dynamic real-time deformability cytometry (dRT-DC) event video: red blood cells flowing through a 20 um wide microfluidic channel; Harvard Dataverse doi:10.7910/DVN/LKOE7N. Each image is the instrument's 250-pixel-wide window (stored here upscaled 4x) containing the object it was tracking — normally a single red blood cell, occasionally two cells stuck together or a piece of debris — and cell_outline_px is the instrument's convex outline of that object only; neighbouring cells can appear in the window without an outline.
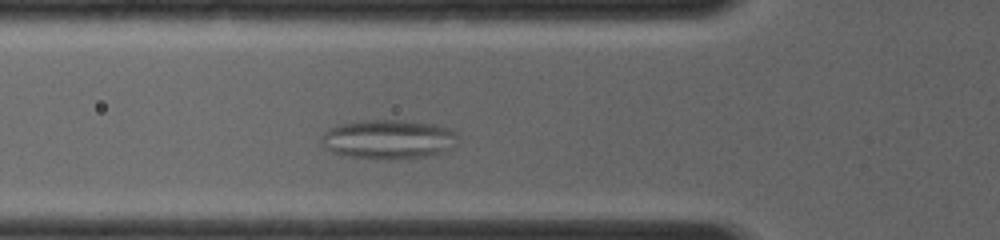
{"species": "common noctule bat (a hibernating species)", "species_latin": "Nyctalus noctula", "temperature_condition": "room temperature", "stored_images_in_passage": 12, "camera_frame_rate_fps": 4000, "um_per_image_px": 0.085, "animal": {"sex": "female", "body_mass_g": 19.0, "forearm_length_mm": 56.7}, "frame": {"image": 1, "passage_image": 7, "time_ms": 2.25, "image_size_px": [1000, 240], "cell_outline_px": [[452, 136], [440, 152], [424, 156], [396, 160], [388, 160], [352, 156], [336, 152], [328, 148], [324, 136], [328, 132], [340, 124], [376, 120], [392, 120], [436, 124], [448, 128], [452, 132]], "centroid_in_image_um": [32.98, 11.84], "position_along_channel_um": 92.8, "area_um2": 29.13}}